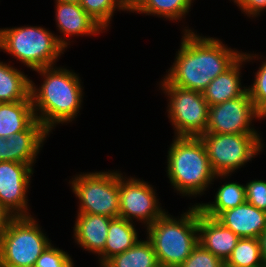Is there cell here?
Returning <instances> with one entry per match:
<instances>
[{"instance_id": "obj_1", "label": "cell", "mask_w": 266, "mask_h": 267, "mask_svg": "<svg viewBox=\"0 0 266 267\" xmlns=\"http://www.w3.org/2000/svg\"><path fill=\"white\" fill-rule=\"evenodd\" d=\"M175 61L164 76L172 85L202 92L218 75L229 69L241 56L218 38L183 29Z\"/></svg>"}, {"instance_id": "obj_2", "label": "cell", "mask_w": 266, "mask_h": 267, "mask_svg": "<svg viewBox=\"0 0 266 267\" xmlns=\"http://www.w3.org/2000/svg\"><path fill=\"white\" fill-rule=\"evenodd\" d=\"M44 78L41 87L30 80V96L36 119L49 131L69 123L81 110L83 88L79 74L52 66L35 70Z\"/></svg>"}, {"instance_id": "obj_3", "label": "cell", "mask_w": 266, "mask_h": 267, "mask_svg": "<svg viewBox=\"0 0 266 267\" xmlns=\"http://www.w3.org/2000/svg\"><path fill=\"white\" fill-rule=\"evenodd\" d=\"M167 154V176L182 196L203 195L214 180L230 176L214 173L200 137H175Z\"/></svg>"}, {"instance_id": "obj_4", "label": "cell", "mask_w": 266, "mask_h": 267, "mask_svg": "<svg viewBox=\"0 0 266 267\" xmlns=\"http://www.w3.org/2000/svg\"><path fill=\"white\" fill-rule=\"evenodd\" d=\"M146 230L158 262L165 267H179L199 243L198 205L190 206L178 220L165 212Z\"/></svg>"}, {"instance_id": "obj_5", "label": "cell", "mask_w": 266, "mask_h": 267, "mask_svg": "<svg viewBox=\"0 0 266 267\" xmlns=\"http://www.w3.org/2000/svg\"><path fill=\"white\" fill-rule=\"evenodd\" d=\"M0 49L33 71L54 66L65 51L56 35L42 26L0 28Z\"/></svg>"}, {"instance_id": "obj_6", "label": "cell", "mask_w": 266, "mask_h": 267, "mask_svg": "<svg viewBox=\"0 0 266 267\" xmlns=\"http://www.w3.org/2000/svg\"><path fill=\"white\" fill-rule=\"evenodd\" d=\"M50 244L33 216L15 217L0 237V267H34Z\"/></svg>"}, {"instance_id": "obj_7", "label": "cell", "mask_w": 266, "mask_h": 267, "mask_svg": "<svg viewBox=\"0 0 266 267\" xmlns=\"http://www.w3.org/2000/svg\"><path fill=\"white\" fill-rule=\"evenodd\" d=\"M200 139L216 175H231L265 147L259 134L204 133Z\"/></svg>"}, {"instance_id": "obj_8", "label": "cell", "mask_w": 266, "mask_h": 267, "mask_svg": "<svg viewBox=\"0 0 266 267\" xmlns=\"http://www.w3.org/2000/svg\"><path fill=\"white\" fill-rule=\"evenodd\" d=\"M69 183L80 200L78 213L119 218V171L83 172Z\"/></svg>"}, {"instance_id": "obj_9", "label": "cell", "mask_w": 266, "mask_h": 267, "mask_svg": "<svg viewBox=\"0 0 266 267\" xmlns=\"http://www.w3.org/2000/svg\"><path fill=\"white\" fill-rule=\"evenodd\" d=\"M159 84L168 97V118L175 137H200L206 132L210 106L202 92L172 85L165 77Z\"/></svg>"}, {"instance_id": "obj_10", "label": "cell", "mask_w": 266, "mask_h": 267, "mask_svg": "<svg viewBox=\"0 0 266 267\" xmlns=\"http://www.w3.org/2000/svg\"><path fill=\"white\" fill-rule=\"evenodd\" d=\"M165 212L159 204L153 186L144 180L123 177V173L119 172L120 218L130 222L136 218L147 228Z\"/></svg>"}, {"instance_id": "obj_11", "label": "cell", "mask_w": 266, "mask_h": 267, "mask_svg": "<svg viewBox=\"0 0 266 267\" xmlns=\"http://www.w3.org/2000/svg\"><path fill=\"white\" fill-rule=\"evenodd\" d=\"M254 118L263 119L246 91L240 97L210 106L205 133L258 134L251 127Z\"/></svg>"}, {"instance_id": "obj_12", "label": "cell", "mask_w": 266, "mask_h": 267, "mask_svg": "<svg viewBox=\"0 0 266 267\" xmlns=\"http://www.w3.org/2000/svg\"><path fill=\"white\" fill-rule=\"evenodd\" d=\"M34 169L25 163L0 162V202L15 217H30L27 192Z\"/></svg>"}, {"instance_id": "obj_13", "label": "cell", "mask_w": 266, "mask_h": 267, "mask_svg": "<svg viewBox=\"0 0 266 267\" xmlns=\"http://www.w3.org/2000/svg\"><path fill=\"white\" fill-rule=\"evenodd\" d=\"M55 20L64 38L56 36L58 42L67 48L70 41L67 36L97 35L104 30L97 21L87 14L80 4L56 2ZM69 41V42H68Z\"/></svg>"}, {"instance_id": "obj_14", "label": "cell", "mask_w": 266, "mask_h": 267, "mask_svg": "<svg viewBox=\"0 0 266 267\" xmlns=\"http://www.w3.org/2000/svg\"><path fill=\"white\" fill-rule=\"evenodd\" d=\"M256 57L258 59L256 54L242 53V56L229 69L209 83L202 91L203 97L209 106L240 97L247 91V86L242 87L241 85V66L244 62L252 61Z\"/></svg>"}, {"instance_id": "obj_15", "label": "cell", "mask_w": 266, "mask_h": 267, "mask_svg": "<svg viewBox=\"0 0 266 267\" xmlns=\"http://www.w3.org/2000/svg\"><path fill=\"white\" fill-rule=\"evenodd\" d=\"M199 244L222 259L224 262L231 255L240 237L225 227L216 218L204 215L198 207Z\"/></svg>"}, {"instance_id": "obj_16", "label": "cell", "mask_w": 266, "mask_h": 267, "mask_svg": "<svg viewBox=\"0 0 266 267\" xmlns=\"http://www.w3.org/2000/svg\"><path fill=\"white\" fill-rule=\"evenodd\" d=\"M216 219L240 238H258L266 230V212L247 201L222 212Z\"/></svg>"}, {"instance_id": "obj_17", "label": "cell", "mask_w": 266, "mask_h": 267, "mask_svg": "<svg viewBox=\"0 0 266 267\" xmlns=\"http://www.w3.org/2000/svg\"><path fill=\"white\" fill-rule=\"evenodd\" d=\"M50 132L36 119L26 130L6 138L8 161L25 163L33 167L36 156Z\"/></svg>"}, {"instance_id": "obj_18", "label": "cell", "mask_w": 266, "mask_h": 267, "mask_svg": "<svg viewBox=\"0 0 266 267\" xmlns=\"http://www.w3.org/2000/svg\"><path fill=\"white\" fill-rule=\"evenodd\" d=\"M112 219L104 215L77 213L73 228L75 243L86 251L99 255L104 250Z\"/></svg>"}, {"instance_id": "obj_19", "label": "cell", "mask_w": 266, "mask_h": 267, "mask_svg": "<svg viewBox=\"0 0 266 267\" xmlns=\"http://www.w3.org/2000/svg\"><path fill=\"white\" fill-rule=\"evenodd\" d=\"M36 120L31 96L20 102L0 103V137L26 130Z\"/></svg>"}, {"instance_id": "obj_20", "label": "cell", "mask_w": 266, "mask_h": 267, "mask_svg": "<svg viewBox=\"0 0 266 267\" xmlns=\"http://www.w3.org/2000/svg\"><path fill=\"white\" fill-rule=\"evenodd\" d=\"M133 223L120 217L110 221L104 250L98 255L100 267L112 256L130 249L137 243L139 238Z\"/></svg>"}, {"instance_id": "obj_21", "label": "cell", "mask_w": 266, "mask_h": 267, "mask_svg": "<svg viewBox=\"0 0 266 267\" xmlns=\"http://www.w3.org/2000/svg\"><path fill=\"white\" fill-rule=\"evenodd\" d=\"M23 73L0 61V103L20 102L30 96V79Z\"/></svg>"}, {"instance_id": "obj_22", "label": "cell", "mask_w": 266, "mask_h": 267, "mask_svg": "<svg viewBox=\"0 0 266 267\" xmlns=\"http://www.w3.org/2000/svg\"><path fill=\"white\" fill-rule=\"evenodd\" d=\"M211 203H196L200 211L209 217L217 218L222 212L235 208L246 201L245 187L238 182L224 183L218 188Z\"/></svg>"}, {"instance_id": "obj_23", "label": "cell", "mask_w": 266, "mask_h": 267, "mask_svg": "<svg viewBox=\"0 0 266 267\" xmlns=\"http://www.w3.org/2000/svg\"><path fill=\"white\" fill-rule=\"evenodd\" d=\"M158 263L153 245L147 238L138 240L130 249L112 256L101 267H153Z\"/></svg>"}, {"instance_id": "obj_24", "label": "cell", "mask_w": 266, "mask_h": 267, "mask_svg": "<svg viewBox=\"0 0 266 267\" xmlns=\"http://www.w3.org/2000/svg\"><path fill=\"white\" fill-rule=\"evenodd\" d=\"M225 267H265L258 238H240L225 261Z\"/></svg>"}, {"instance_id": "obj_25", "label": "cell", "mask_w": 266, "mask_h": 267, "mask_svg": "<svg viewBox=\"0 0 266 267\" xmlns=\"http://www.w3.org/2000/svg\"><path fill=\"white\" fill-rule=\"evenodd\" d=\"M193 0H148L137 12L145 15L164 17L166 20H179L189 13Z\"/></svg>"}, {"instance_id": "obj_26", "label": "cell", "mask_w": 266, "mask_h": 267, "mask_svg": "<svg viewBox=\"0 0 266 267\" xmlns=\"http://www.w3.org/2000/svg\"><path fill=\"white\" fill-rule=\"evenodd\" d=\"M80 5L104 30H107L116 9L121 11L118 0H81Z\"/></svg>"}, {"instance_id": "obj_27", "label": "cell", "mask_w": 266, "mask_h": 267, "mask_svg": "<svg viewBox=\"0 0 266 267\" xmlns=\"http://www.w3.org/2000/svg\"><path fill=\"white\" fill-rule=\"evenodd\" d=\"M255 73V79L247 91L254 103L256 111L265 119L266 117V61L261 63Z\"/></svg>"}, {"instance_id": "obj_28", "label": "cell", "mask_w": 266, "mask_h": 267, "mask_svg": "<svg viewBox=\"0 0 266 267\" xmlns=\"http://www.w3.org/2000/svg\"><path fill=\"white\" fill-rule=\"evenodd\" d=\"M179 267H225V262L198 243Z\"/></svg>"}, {"instance_id": "obj_29", "label": "cell", "mask_w": 266, "mask_h": 267, "mask_svg": "<svg viewBox=\"0 0 266 267\" xmlns=\"http://www.w3.org/2000/svg\"><path fill=\"white\" fill-rule=\"evenodd\" d=\"M51 243L36 260L34 267H73L69 254Z\"/></svg>"}, {"instance_id": "obj_30", "label": "cell", "mask_w": 266, "mask_h": 267, "mask_svg": "<svg viewBox=\"0 0 266 267\" xmlns=\"http://www.w3.org/2000/svg\"><path fill=\"white\" fill-rule=\"evenodd\" d=\"M245 187L246 201L259 210L266 212V181L252 180Z\"/></svg>"}, {"instance_id": "obj_31", "label": "cell", "mask_w": 266, "mask_h": 267, "mask_svg": "<svg viewBox=\"0 0 266 267\" xmlns=\"http://www.w3.org/2000/svg\"><path fill=\"white\" fill-rule=\"evenodd\" d=\"M249 17H257L266 8V0H233Z\"/></svg>"}, {"instance_id": "obj_32", "label": "cell", "mask_w": 266, "mask_h": 267, "mask_svg": "<svg viewBox=\"0 0 266 267\" xmlns=\"http://www.w3.org/2000/svg\"><path fill=\"white\" fill-rule=\"evenodd\" d=\"M148 0H118L122 11L138 12Z\"/></svg>"}, {"instance_id": "obj_33", "label": "cell", "mask_w": 266, "mask_h": 267, "mask_svg": "<svg viewBox=\"0 0 266 267\" xmlns=\"http://www.w3.org/2000/svg\"><path fill=\"white\" fill-rule=\"evenodd\" d=\"M15 216L0 202V237Z\"/></svg>"}, {"instance_id": "obj_34", "label": "cell", "mask_w": 266, "mask_h": 267, "mask_svg": "<svg viewBox=\"0 0 266 267\" xmlns=\"http://www.w3.org/2000/svg\"><path fill=\"white\" fill-rule=\"evenodd\" d=\"M260 243L261 257L266 267V230H264L258 237Z\"/></svg>"}, {"instance_id": "obj_35", "label": "cell", "mask_w": 266, "mask_h": 267, "mask_svg": "<svg viewBox=\"0 0 266 267\" xmlns=\"http://www.w3.org/2000/svg\"><path fill=\"white\" fill-rule=\"evenodd\" d=\"M1 161H8V142L2 137H0V162Z\"/></svg>"}, {"instance_id": "obj_36", "label": "cell", "mask_w": 266, "mask_h": 267, "mask_svg": "<svg viewBox=\"0 0 266 267\" xmlns=\"http://www.w3.org/2000/svg\"><path fill=\"white\" fill-rule=\"evenodd\" d=\"M81 0H55V2L80 4Z\"/></svg>"}, {"instance_id": "obj_37", "label": "cell", "mask_w": 266, "mask_h": 267, "mask_svg": "<svg viewBox=\"0 0 266 267\" xmlns=\"http://www.w3.org/2000/svg\"><path fill=\"white\" fill-rule=\"evenodd\" d=\"M153 267H165L162 264L158 263L157 265L153 266Z\"/></svg>"}]
</instances>
